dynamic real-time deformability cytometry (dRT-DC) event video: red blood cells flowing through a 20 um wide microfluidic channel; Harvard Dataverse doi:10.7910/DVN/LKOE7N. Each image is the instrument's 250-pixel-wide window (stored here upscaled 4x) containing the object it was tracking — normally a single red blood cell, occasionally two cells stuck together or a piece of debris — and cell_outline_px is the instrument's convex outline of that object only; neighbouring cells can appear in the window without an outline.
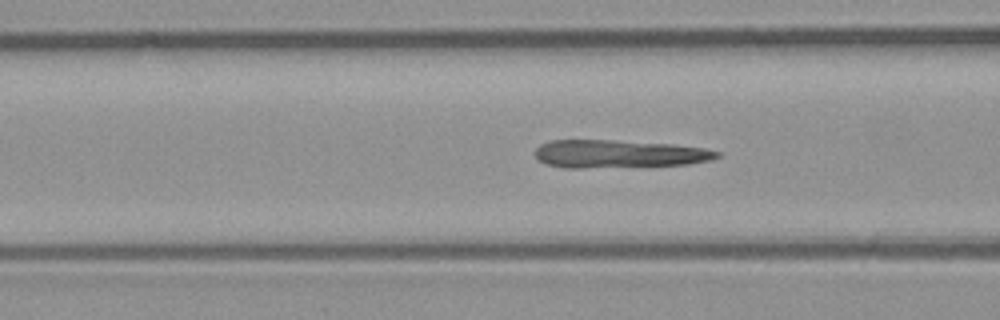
{"species": "common noctule bat (a hibernating species)", "species_latin": "Nyctalus noctula", "temperature_condition": "room temperature", "stored_images_in_passage": 42, "camera_frame_rate_fps": 3000, "um_per_image_px": 0.085, "animal": {"sex": "male", "body_mass_g": 23.1, "forearm_length_mm": 52.7}, "frame": {"image": 1, "passage_image": 20, "time_ms": 6.333, "image_size_px": [1000, 320], "cell_outline_px": [[720, 156], [712, 160], [688, 164], [584, 168], [564, 168], [544, 164], [536, 160], [536, 148], [540, 144], [552, 140], [612, 140], [672, 144], [704, 148], [720, 152]], "centroid_in_image_um": [52.56, 13.08], "position_along_channel_um": 114.0, "area_um2": 29.71}}
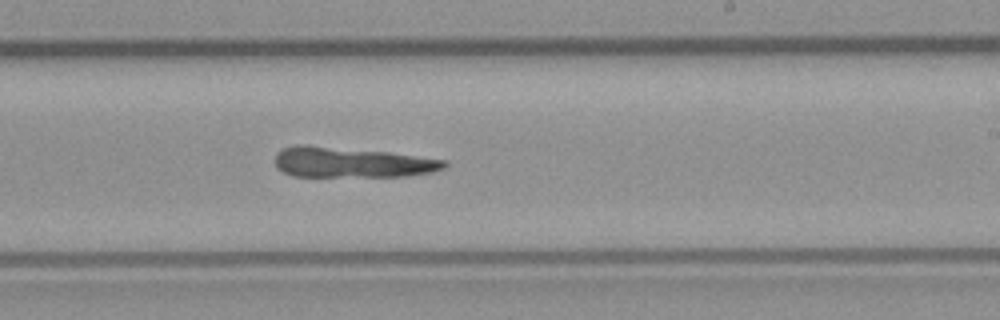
{"frame": {"image": 2, "passage_image": 31, "time_ms": 10.0, "image_size_px": [1000, 320], "cell_outline_px": [[448, 164], [444, 168], [432, 172], [408, 176], [292, 176], [276, 168], [276, 152], [284, 148], [296, 144], [308, 144], [388, 152], [448, 160]], "centroid_in_image_um": [29.88, 13.79], "position_along_channel_um": 259.1, "area_um2": 30.11}}
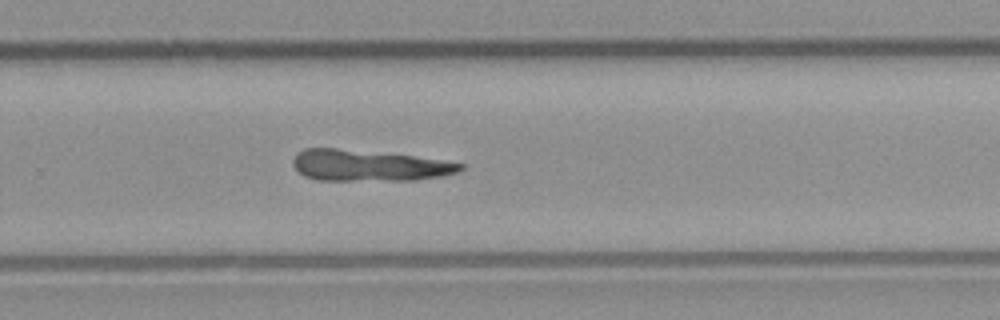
{"frame": {"image": 3, "passage_image": 34, "time_ms": 11.0, "image_size_px": [1000, 320], "cell_outline_px": [[464, 168], [460, 172], [444, 176], [416, 180], [316, 180], [304, 176], [292, 164], [292, 160], [296, 152], [304, 148], [336, 148], [412, 156], [464, 164]], "centroid_in_image_um": [31.31, 14.08], "position_along_channel_um": 298.5, "area_um2": 30.29}}